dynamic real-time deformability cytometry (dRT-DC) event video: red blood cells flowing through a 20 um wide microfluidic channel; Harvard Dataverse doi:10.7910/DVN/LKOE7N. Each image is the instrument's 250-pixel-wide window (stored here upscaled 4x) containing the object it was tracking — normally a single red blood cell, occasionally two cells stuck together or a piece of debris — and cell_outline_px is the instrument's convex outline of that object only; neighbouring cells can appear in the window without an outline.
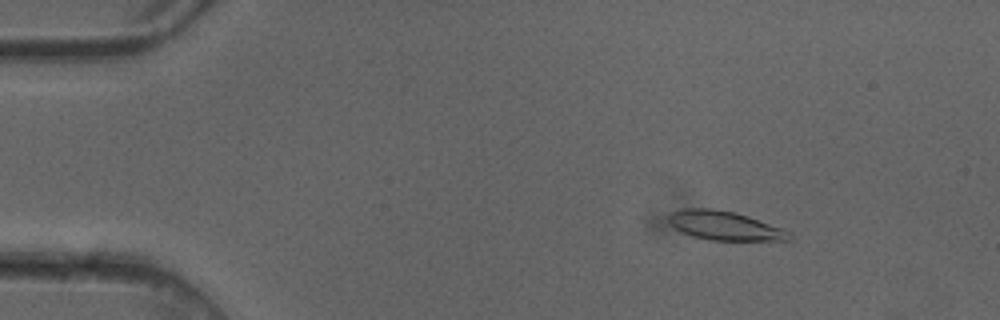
{"species": "common noctule bat (a hibernating species)", "species_latin": "Nyctalus noctula", "temperature_condition": "cold", "stored_images_in_passage": 3, "camera_frame_rate_fps": 3000, "um_per_image_px": 0.085, "animal": {"sex": "female"}, "frame": {"image": 1, "passage_image": 2, "time_ms": 0.333, "image_size_px": [1000, 320], "cell_outline_px": [[792, 240], [708, 240], [692, 236], [676, 228], [668, 220], [668, 212], [684, 208], [712, 208], [736, 212], [784, 228], [792, 232]], "centroid_in_image_um": [61.63, 19.17], "position_along_channel_um": 23.4, "area_um2": 20.58}}